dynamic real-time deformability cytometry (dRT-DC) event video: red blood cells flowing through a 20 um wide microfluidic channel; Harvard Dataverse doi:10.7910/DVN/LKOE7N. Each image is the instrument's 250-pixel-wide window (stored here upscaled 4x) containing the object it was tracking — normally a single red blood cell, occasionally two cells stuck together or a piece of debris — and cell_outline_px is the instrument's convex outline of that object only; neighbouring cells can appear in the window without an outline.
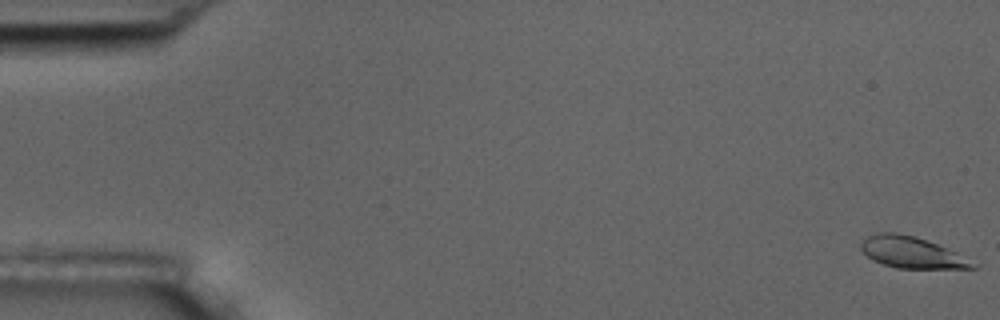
{"species": "common noctule bat (a hibernating species)", "species_latin": "Nyctalus noctula", "temperature_condition": "room temperature", "stored_images_in_passage": 6, "camera_frame_rate_fps": 3000, "um_per_image_px": 0.085, "animal": {"sex": "male", "body_mass_g": 17.5, "forearm_length_mm": 52.3}, "frame": {"image": 1, "passage_image": 1, "time_ms": 0.0, "image_size_px": [1000, 320], "cell_outline_px": [[980, 264], [976, 268], [896, 268], [872, 260], [860, 248], [860, 244], [868, 236], [880, 232], [896, 232], [916, 236], [956, 252]], "centroid_in_image_um": [77.52, 21.46], "position_along_channel_um": 7.5, "area_um2": 20.35}}